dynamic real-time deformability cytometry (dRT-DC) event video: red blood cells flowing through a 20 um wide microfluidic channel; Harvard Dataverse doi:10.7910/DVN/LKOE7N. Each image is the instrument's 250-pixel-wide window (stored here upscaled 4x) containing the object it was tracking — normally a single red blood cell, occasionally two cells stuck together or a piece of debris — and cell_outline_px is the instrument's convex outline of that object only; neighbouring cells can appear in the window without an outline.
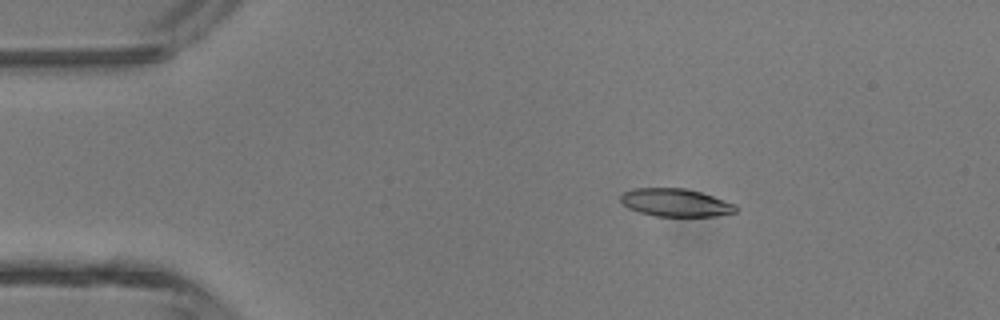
{"species": "common noctule bat (a hibernating species)", "species_latin": "Nyctalus noctula", "temperature_condition": "room temperature", "stored_images_in_passage": 4, "camera_frame_rate_fps": 3000, "um_per_image_px": 0.085, "animal": {"sex": "male", "body_mass_g": 13.3}, "frame": {"image": 1, "passage_image": 3, "time_ms": 0.667, "image_size_px": [1000, 320], "cell_outline_px": [[740, 208], [736, 212], [716, 216], [656, 216], [640, 212], [628, 208], [620, 200], [620, 192], [636, 188], [684, 188], [700, 192], [736, 204]], "centroid_in_image_um": [57.43, 17.22], "position_along_channel_um": 27.6, "area_um2": 18.79}}
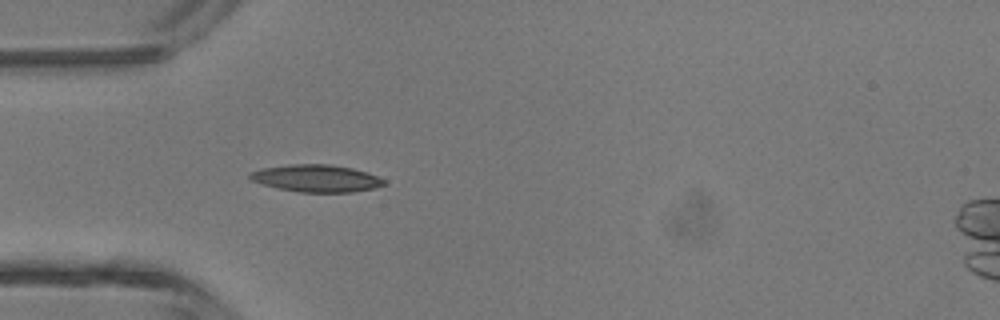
{"frame": {"image": 2, "passage_image": 4, "time_ms": 1.0, "image_size_px": [1000, 320], "cell_outline_px": [[388, 184], [372, 188], [352, 192], [300, 192], [276, 188], [252, 180], [248, 176], [252, 172], [260, 168], [292, 164], [328, 164], [352, 168], [368, 172], [384, 180]], "centroid_in_image_um": [26.9, 15.15], "position_along_channel_um": 58.1, "area_um2": 21.15}}